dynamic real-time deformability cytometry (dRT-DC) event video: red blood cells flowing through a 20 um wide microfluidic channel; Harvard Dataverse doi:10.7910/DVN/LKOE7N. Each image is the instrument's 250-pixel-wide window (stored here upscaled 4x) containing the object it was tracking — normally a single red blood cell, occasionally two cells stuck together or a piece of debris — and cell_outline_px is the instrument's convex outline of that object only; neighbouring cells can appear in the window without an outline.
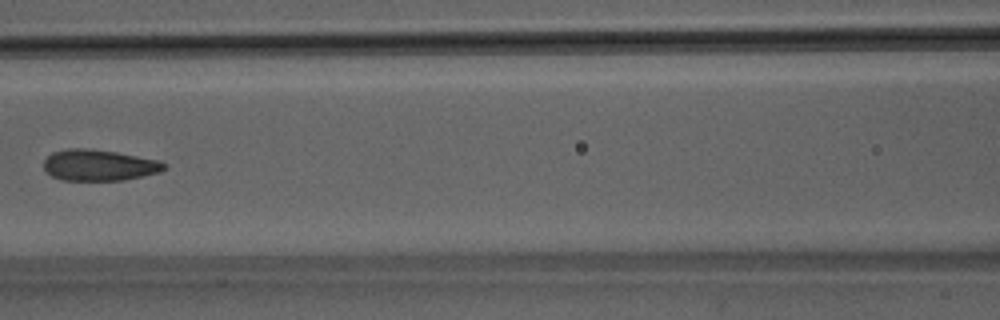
{"species": "Egyptian fruit bat (a non-hibernating species)", "species_latin": "Rousettus aegyptiacus", "temperature_condition": "room temperature", "stored_images_in_passage": 6, "camera_frame_rate_fps": 3000, "um_per_image_px": 0.085, "animal": {"sex": "male"}, "frame": {"image": 1, "passage_image": 6, "time_ms": 1.667, "image_size_px": [1000, 320], "cell_outline_px": [[168, 168], [160, 172], [124, 180], [64, 180], [52, 176], [44, 168], [44, 160], [52, 152], [68, 148], [88, 148], [116, 152], [160, 160], [168, 164]], "centroid_in_image_um": [8.46, 14.03], "position_along_channel_um": 158.1, "area_um2": 21.96}}